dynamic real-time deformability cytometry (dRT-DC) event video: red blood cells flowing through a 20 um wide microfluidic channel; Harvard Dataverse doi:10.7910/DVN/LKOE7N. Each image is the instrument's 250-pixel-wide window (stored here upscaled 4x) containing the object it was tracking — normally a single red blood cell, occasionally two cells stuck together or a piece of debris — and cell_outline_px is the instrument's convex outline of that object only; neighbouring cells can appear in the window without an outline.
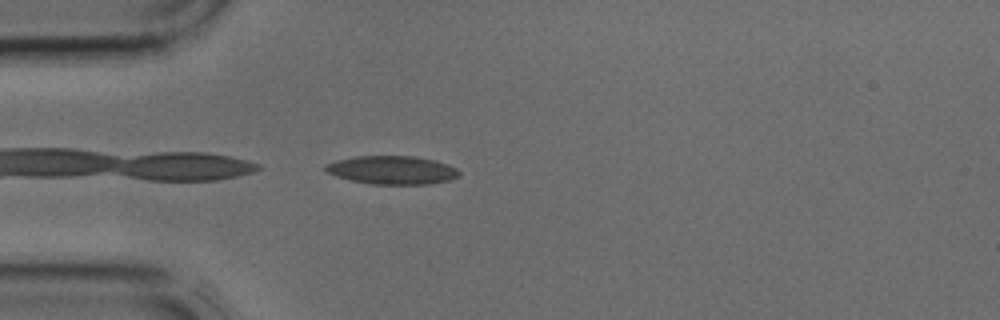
{"species": "common noctule bat (a hibernating species)", "species_latin": "Nyctalus noctula", "temperature_condition": "cold", "stored_images_in_passage": 1, "camera_frame_rate_fps": 3000, "um_per_image_px": 0.085, "animal": {"sex": "male", "body_mass_g": 17.9, "forearm_length_mm": 54.2}, "frame": {"image": 1, "passage_image": 1, "time_ms": 0.0, "image_size_px": [1000, 320], "cell_outline_px": [[460, 176], [448, 180], [428, 184], [372, 184], [348, 180], [324, 172], [324, 164], [336, 160], [356, 156], [416, 156], [436, 160], [448, 164], [456, 168], [460, 172]], "centroid_in_image_um": [33.3, 14.45], "position_along_channel_um": 51.7, "area_um2": 22.37}}